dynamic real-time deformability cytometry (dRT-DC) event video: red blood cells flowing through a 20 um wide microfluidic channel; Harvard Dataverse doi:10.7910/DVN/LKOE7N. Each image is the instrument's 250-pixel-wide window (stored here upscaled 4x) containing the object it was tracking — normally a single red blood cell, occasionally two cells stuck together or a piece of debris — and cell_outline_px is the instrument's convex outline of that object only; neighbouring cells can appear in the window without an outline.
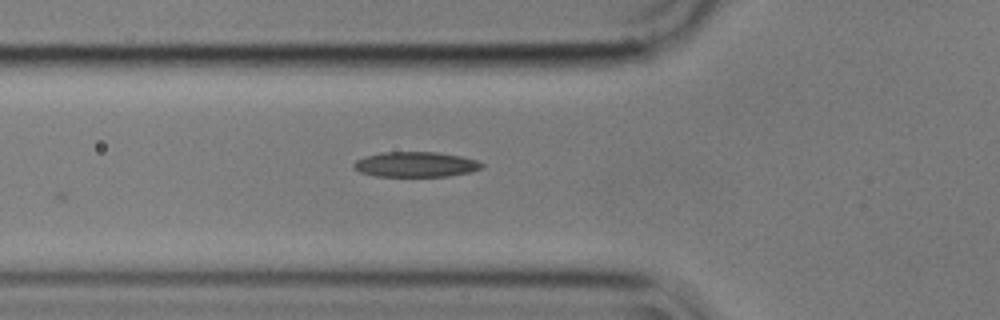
{"species": "common noctule bat (a hibernating species)", "species_latin": "Nyctalus noctula", "temperature_condition": "cold", "stored_images_in_passage": 4, "camera_frame_rate_fps": 3000, "um_per_image_px": 0.085, "animal": {"sex": "male", "body_mass_g": 17.9}, "frame": {"image": 1, "passage_image": 4, "time_ms": 1.0, "image_size_px": [1000, 320], "cell_outline_px": [[484, 168], [472, 172], [448, 176], [376, 176], [360, 172], [352, 168], [352, 164], [356, 160], [364, 156], [380, 152], [436, 152], [460, 156], [476, 160], [484, 164]], "centroid_in_image_um": [35.32, 13.97], "position_along_channel_um": 90.5, "area_um2": 18.96}}